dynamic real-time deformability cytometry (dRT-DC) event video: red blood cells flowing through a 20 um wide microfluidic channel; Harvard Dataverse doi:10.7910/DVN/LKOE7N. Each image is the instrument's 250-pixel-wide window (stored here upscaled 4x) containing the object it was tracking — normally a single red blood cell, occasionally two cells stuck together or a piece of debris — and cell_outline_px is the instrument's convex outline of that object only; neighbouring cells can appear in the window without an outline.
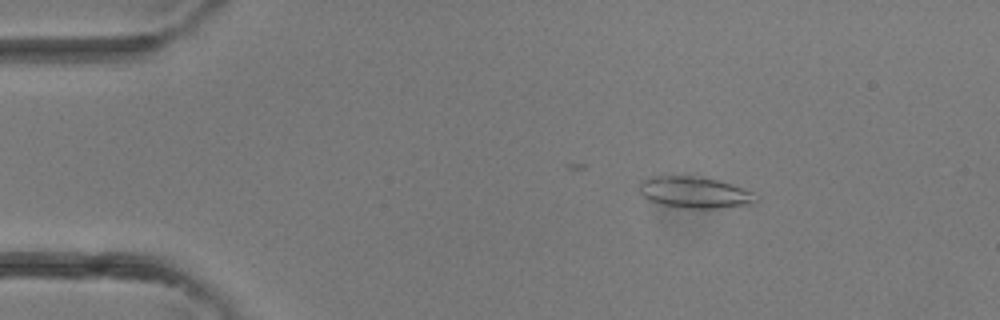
{"species": "common noctule bat (a hibernating species)", "species_latin": "Nyctalus noctula", "temperature_condition": "room temperature", "stored_images_in_passage": 2, "camera_frame_rate_fps": 3000, "um_per_image_px": 0.085, "animal": {"sex": "female"}, "frame": {"image": 1, "passage_image": 1, "time_ms": 0.0, "image_size_px": [1000, 320], "cell_outline_px": [[756, 200], [752, 204], [716, 208], [680, 208], [660, 204], [648, 200], [640, 192], [640, 180], [648, 176], [660, 172], [716, 180], [732, 184], [752, 192]], "centroid_in_image_um": [58.91, 16.32], "position_along_channel_um": 26.1, "area_um2": 21.68}}